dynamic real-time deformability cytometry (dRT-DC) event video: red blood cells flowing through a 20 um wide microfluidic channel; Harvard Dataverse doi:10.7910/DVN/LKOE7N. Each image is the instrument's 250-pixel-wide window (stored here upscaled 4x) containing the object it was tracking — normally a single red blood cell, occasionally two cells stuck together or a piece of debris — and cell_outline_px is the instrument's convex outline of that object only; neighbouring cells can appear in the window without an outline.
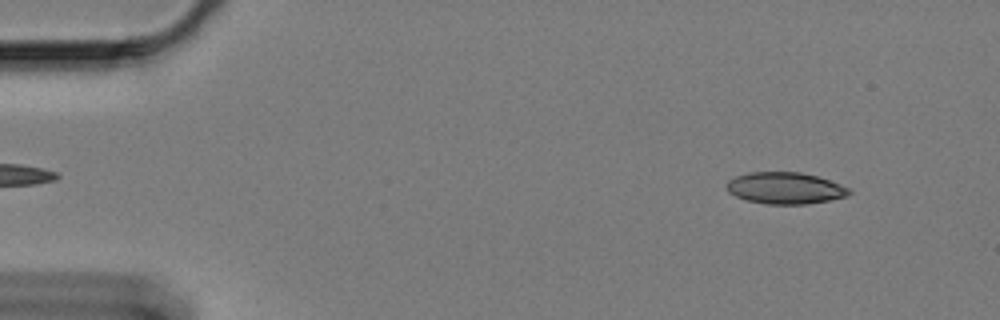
{"species": "Egyptian fruit bat (a non-hibernating species)", "species_latin": "Rousettus aegyptiacus", "temperature_condition": "cold", "stored_images_in_passage": 59, "camera_frame_rate_fps": 3000, "um_per_image_px": 0.085, "animal": {"sex": "female"}, "frame": {"image": 1, "passage_image": 5, "time_ms": 1.333, "image_size_px": [1000, 320], "cell_outline_px": [[852, 192], [848, 196], [808, 204], [768, 204], [748, 200], [736, 196], [728, 192], [724, 184], [728, 180], [736, 176], [748, 172], [800, 172], [816, 176], [840, 184], [848, 188]], "centroid_in_image_um": [66.71, 15.98], "position_along_channel_um": 18.3, "area_um2": 22.54}}
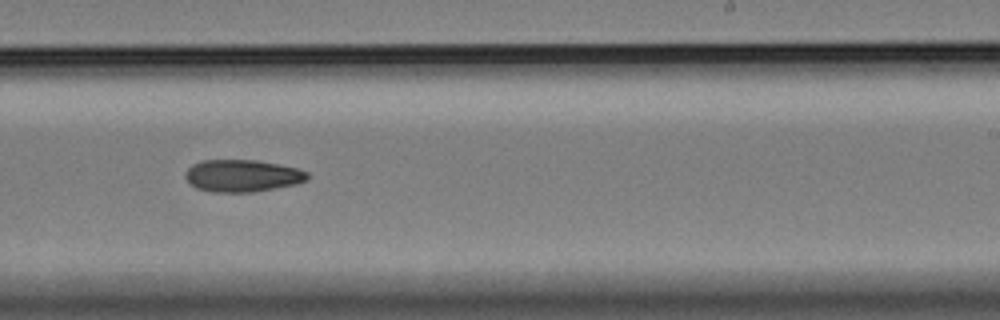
{"frame": {"image": 2, "passage_image": 36, "time_ms": 11.667, "image_size_px": [1000, 320], "cell_outline_px": [[308, 180], [296, 184], [252, 192], [212, 192], [196, 188], [188, 184], [184, 176], [184, 172], [192, 164], [200, 160], [256, 160], [280, 164], [300, 168], [308, 172]], "centroid_in_image_um": [20.57, 14.93], "position_along_channel_um": 268.4, "area_um2": 23.24}}
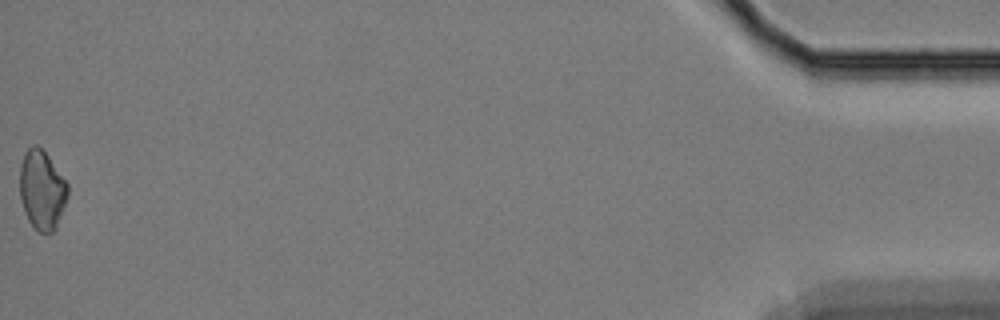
{"frame": {"image": 3, "passage_image": 59, "time_ms": 19.333, "image_size_px": [1000, 320], "cell_outline_px": [[68, 196], [56, 228], [52, 232], [40, 232], [32, 228], [28, 220], [20, 196], [20, 164], [24, 152], [32, 144], [36, 144], [48, 156], [68, 184]], "centroid_in_image_um": [3.56, 16.14], "position_along_channel_um": 431.6, "area_um2": 22.08}}